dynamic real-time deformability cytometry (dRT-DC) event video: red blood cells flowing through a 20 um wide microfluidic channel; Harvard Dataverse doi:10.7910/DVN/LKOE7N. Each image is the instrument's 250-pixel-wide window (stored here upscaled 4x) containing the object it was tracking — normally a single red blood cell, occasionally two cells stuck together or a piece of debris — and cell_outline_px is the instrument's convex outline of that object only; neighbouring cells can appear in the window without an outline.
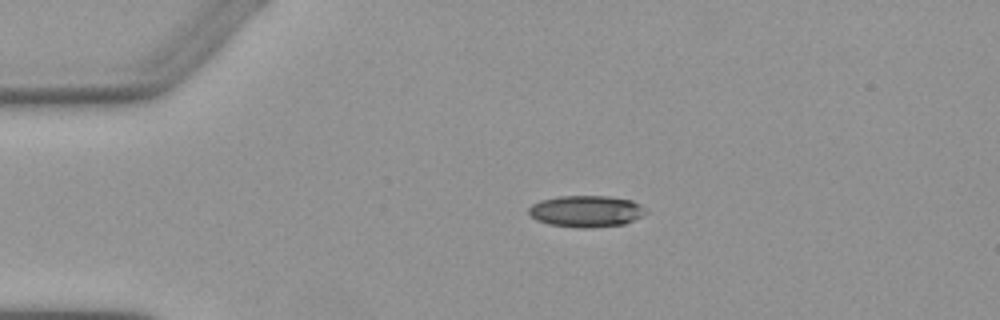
{"species": "Egyptian fruit bat (a non-hibernating species)", "species_latin": "Rousettus aegyptiacus", "temperature_condition": "warm", "stored_images_in_passage": 3, "camera_frame_rate_fps": 3000, "um_per_image_px": 0.085, "animal": {"sex": "female"}, "frame": {"image": 1, "passage_image": 1, "time_ms": 0.0, "image_size_px": [1000, 320], "cell_outline_px": [[648, 212], [644, 216], [624, 224], [592, 228], [576, 228], [548, 224], [536, 220], [528, 212], [528, 208], [532, 204], [540, 200], [560, 196], [608, 196], [632, 200], [640, 204]], "centroid_in_image_um": [49.84, 17.96], "position_along_channel_um": 35.2, "area_um2": 21.79}}